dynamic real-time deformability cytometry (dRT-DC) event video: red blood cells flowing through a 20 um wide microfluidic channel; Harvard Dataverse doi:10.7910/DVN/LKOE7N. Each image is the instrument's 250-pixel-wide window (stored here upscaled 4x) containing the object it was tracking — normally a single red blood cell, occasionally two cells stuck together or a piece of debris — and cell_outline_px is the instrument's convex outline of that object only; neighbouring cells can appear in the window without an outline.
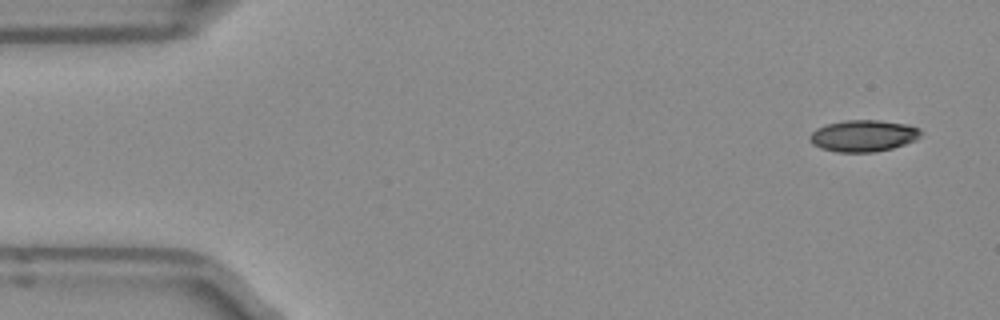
{"species": "Egyptian fruit bat (a non-hibernating species)", "species_latin": "Rousettus aegyptiacus", "temperature_condition": "room temperature", "stored_images_in_passage": 5, "camera_frame_rate_fps": 3000, "um_per_image_px": 0.085, "frame": {"image": 1, "passage_image": 1, "time_ms": 0.0, "image_size_px": [1000, 320], "cell_outline_px": [[920, 136], [916, 140], [892, 148], [872, 152], [836, 152], [820, 148], [812, 144], [808, 140], [808, 136], [816, 128], [828, 124], [844, 120], [880, 120], [904, 124], [920, 128]], "centroid_in_image_um": [73.34, 11.54], "position_along_channel_um": 11.7, "area_um2": 20.46}}